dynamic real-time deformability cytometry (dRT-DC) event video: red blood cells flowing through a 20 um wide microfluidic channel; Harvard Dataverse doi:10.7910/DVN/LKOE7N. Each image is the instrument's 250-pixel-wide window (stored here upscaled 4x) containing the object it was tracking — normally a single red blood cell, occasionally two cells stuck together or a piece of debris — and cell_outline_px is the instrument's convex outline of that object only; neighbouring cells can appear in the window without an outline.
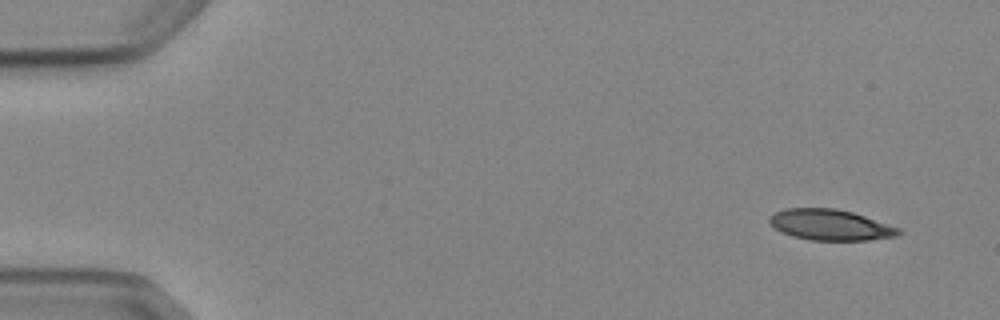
{"species": "Egyptian fruit bat (a non-hibernating species)", "species_latin": "Rousettus aegyptiacus", "temperature_condition": "cold", "stored_images_in_passage": 4, "camera_frame_rate_fps": 3000, "um_per_image_px": 0.085, "animal": {"sex": "female"}, "frame": {"image": 1, "passage_image": 1, "time_ms": 0.0, "image_size_px": [1000, 320], "cell_outline_px": [[904, 232], [896, 236], [868, 240], [808, 240], [792, 236], [780, 232], [768, 224], [768, 220], [776, 212], [784, 208], [836, 208], [852, 212], [900, 228]], "centroid_in_image_um": [70.55, 19.12], "position_along_channel_um": 14.4, "area_um2": 23.29}}
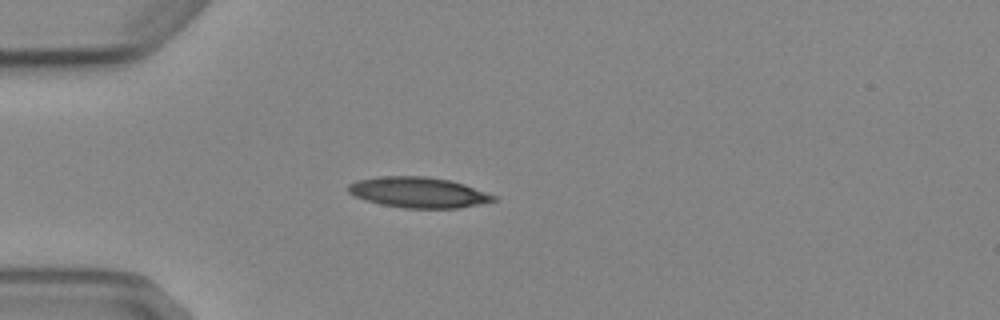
{"frame": {"image": 2, "passage_image": 4, "time_ms": 3.667, "image_size_px": [1000, 320], "cell_outline_px": [[496, 200], [480, 204], [456, 208], [404, 208], [380, 204], [356, 196], [348, 192], [348, 184], [356, 180], [380, 176], [424, 176], [448, 180], [464, 184], [496, 196]], "centroid_in_image_um": [35.54, 16.35], "position_along_channel_um": 49.5, "area_um2": 25.66}}